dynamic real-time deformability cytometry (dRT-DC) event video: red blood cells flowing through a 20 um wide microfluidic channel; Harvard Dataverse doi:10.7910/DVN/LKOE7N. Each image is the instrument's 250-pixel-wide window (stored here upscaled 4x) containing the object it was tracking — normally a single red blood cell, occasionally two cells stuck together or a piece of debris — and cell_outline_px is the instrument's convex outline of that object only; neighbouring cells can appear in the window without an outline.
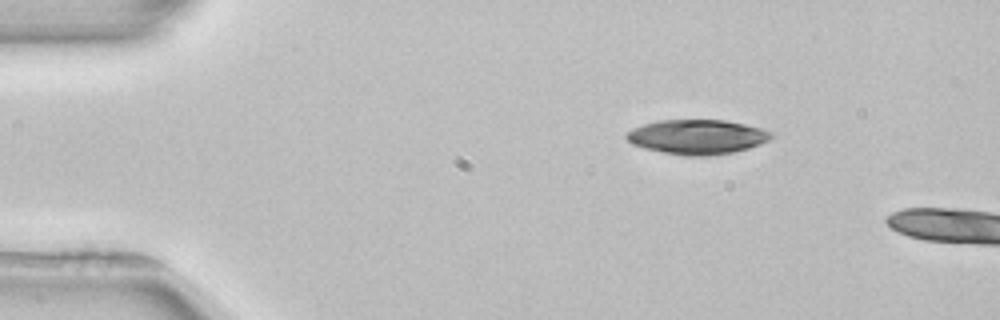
{"species": "common noctule bat (a hibernating species)", "species_latin": "Nyctalus noctula", "temperature_condition": "room temperature", "stored_images_in_passage": 3, "camera_frame_rate_fps": 3000, "um_per_image_px": 0.085, "animal": {"sex": "female", "body_mass_g": 22.7, "forearm_length_mm": 54.2}, "frame": {"image": 1, "passage_image": 1, "time_ms": 0.0, "image_size_px": [1000, 320], "cell_outline_px": [[772, 136], [768, 140], [760, 144], [748, 148], [732, 152], [708, 156], [684, 156], [644, 148], [632, 144], [624, 136], [632, 128], [644, 124], [660, 120], [724, 120], [744, 124], [760, 128], [772, 132]], "centroid_in_image_um": [59.24, 11.63], "position_along_channel_um": 25.8, "area_um2": 29.02}}